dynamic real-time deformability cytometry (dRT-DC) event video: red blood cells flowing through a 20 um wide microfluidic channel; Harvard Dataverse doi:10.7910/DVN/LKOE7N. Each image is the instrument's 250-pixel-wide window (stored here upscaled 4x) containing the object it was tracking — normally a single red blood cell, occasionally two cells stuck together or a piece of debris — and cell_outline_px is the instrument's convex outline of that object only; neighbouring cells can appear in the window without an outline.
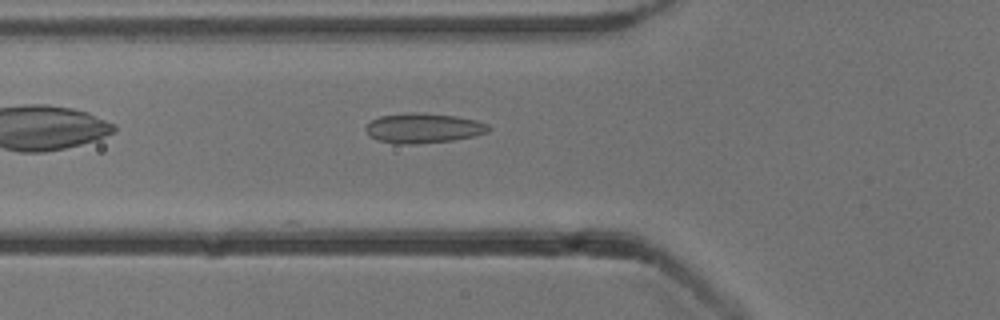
{"species": "common noctule bat (a hibernating species)", "species_latin": "Nyctalus noctula", "temperature_condition": "cold", "stored_images_in_passage": 33, "camera_frame_rate_fps": 3000, "um_per_image_px": 0.085, "animal": {"sex": "male", "body_mass_g": 13.3}, "frame": {"image": 1, "passage_image": 2, "time_ms": 0.333, "image_size_px": [1000, 320], "cell_outline_px": [[492, 128], [488, 132], [476, 136], [452, 140], [416, 144], [396, 144], [376, 140], [368, 136], [364, 128], [372, 120], [380, 116], [412, 112], [416, 112], [456, 116], [476, 120], [488, 124]], "centroid_in_image_um": [35.98, 10.9], "position_along_channel_um": 89.8, "area_um2": 21.56}}
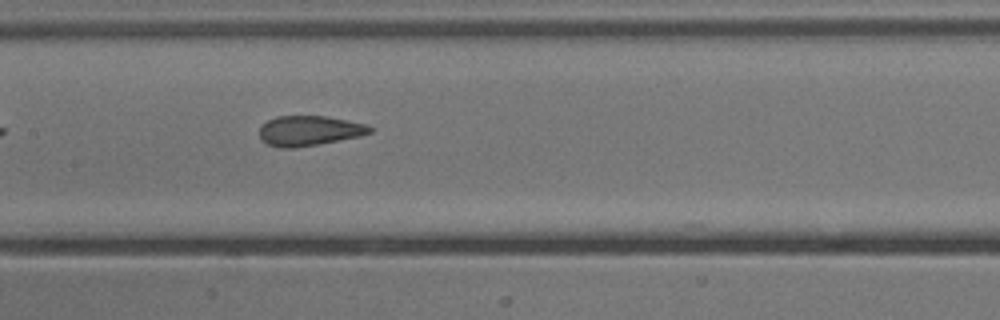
{"frame": {"image": 2, "passage_image": 9, "time_ms": 2.667, "image_size_px": [1000, 320], "cell_outline_px": [[376, 128], [372, 132], [360, 136], [320, 144], [292, 148], [280, 148], [268, 144], [260, 140], [260, 128], [268, 120], [276, 116], [328, 116], [368, 124]], "centroid_in_image_um": [26.34, 11.11], "position_along_channel_um": 181.1, "area_um2": 19.54}}
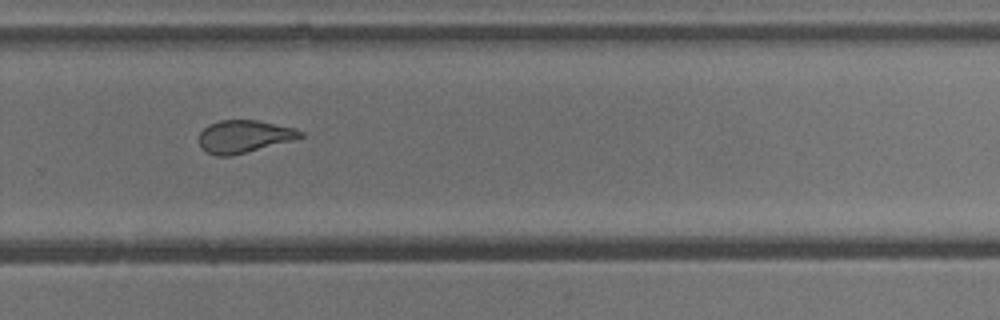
{"frame": {"image": 3, "passage_image": 19, "time_ms": 6.0, "image_size_px": [1000, 320], "cell_outline_px": [[304, 136], [292, 140], [232, 156], [216, 156], [200, 148], [200, 132], [208, 124], [220, 120], [256, 120], [296, 128], [304, 132]], "centroid_in_image_um": [20.74, 11.59], "position_along_channel_um": 309.1, "area_um2": 19.19}}